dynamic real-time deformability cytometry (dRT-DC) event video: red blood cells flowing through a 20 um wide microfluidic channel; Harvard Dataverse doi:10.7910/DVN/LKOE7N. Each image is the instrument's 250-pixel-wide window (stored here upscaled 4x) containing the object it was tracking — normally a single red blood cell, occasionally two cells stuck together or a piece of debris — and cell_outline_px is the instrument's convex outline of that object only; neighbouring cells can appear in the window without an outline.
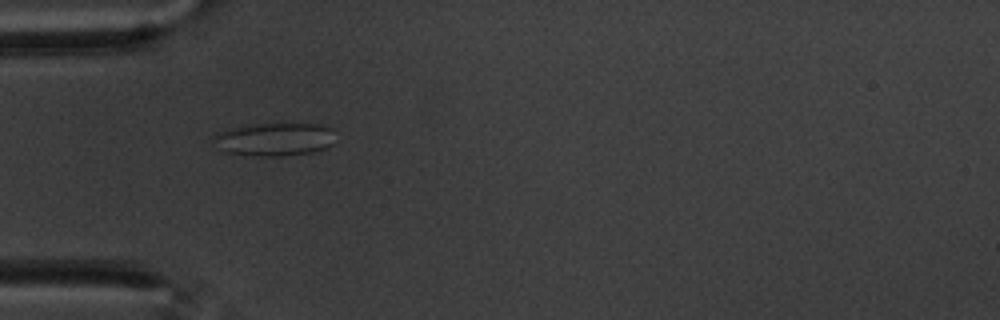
{"species": "common noctule bat (a hibernating species)", "species_latin": "Nyctalus noctula", "temperature_condition": "warm", "stored_images_in_passage": 59, "camera_frame_rate_fps": 3000, "um_per_image_px": 0.085, "animal": {"sex": "male", "body_mass_g": 20.1, "forearm_length_mm": 53.5}, "frame": {"image": 1, "passage_image": 19, "time_ms": 6.0, "image_size_px": [1000, 320], "cell_outline_px": [[332, 144], [324, 148], [312, 152], [284, 156], [256, 156], [228, 152], [220, 148], [212, 140], [212, 136], [216, 132], [244, 124], [320, 124], [332, 128]], "centroid_in_image_um": [23.28, 11.83], "position_along_channel_um": 61.7, "area_um2": 23.52}}
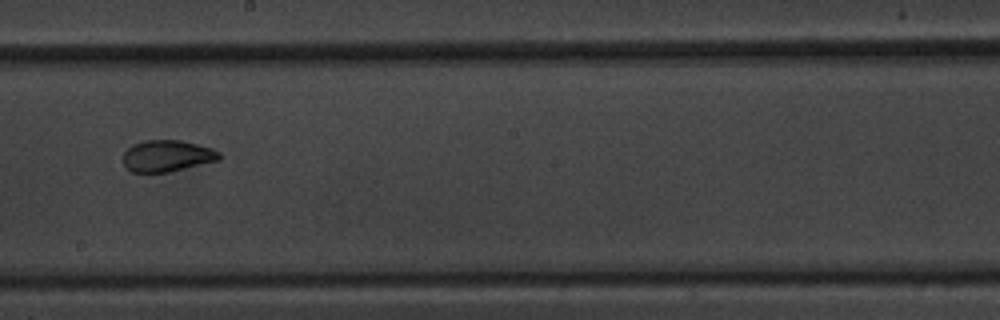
{"frame": {"image": 2, "passage_image": 34, "time_ms": 11.0, "image_size_px": [1000, 320], "cell_outline_px": [[220, 160], [168, 172], [132, 172], [124, 168], [124, 152], [132, 144], [144, 140], [180, 140], [212, 148], [220, 152]], "centroid_in_image_um": [14.19, 13.25], "position_along_channel_um": 234.0, "area_um2": 17.69}}
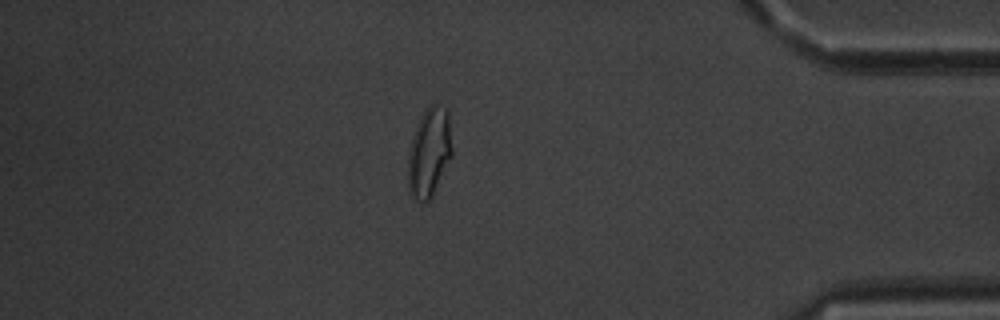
{"frame": {"image": 3, "passage_image": 51, "time_ms": 16.667, "image_size_px": [1000, 320], "cell_outline_px": [[452, 156], [432, 196], [428, 200], [416, 200], [412, 196], [408, 184], [408, 152], [412, 136], [420, 116], [432, 104], [436, 104], [444, 108], [448, 112], [452, 148]], "centroid_in_image_um": [36.48, 12.94], "position_along_channel_um": 398.7, "area_um2": 22.66}, "authors_computed_cell_mechanics": {"area_um2": 21.2704, "velocity_mm_per_s": 3.4907, "shape_relaxation_time_tau1_ms": 7.8172, "shape_relaxation_time_tau2_ms": 1.2007, "deformation_change_tau1": 0.1694, "deformation_change_tau2": 0.0601}}